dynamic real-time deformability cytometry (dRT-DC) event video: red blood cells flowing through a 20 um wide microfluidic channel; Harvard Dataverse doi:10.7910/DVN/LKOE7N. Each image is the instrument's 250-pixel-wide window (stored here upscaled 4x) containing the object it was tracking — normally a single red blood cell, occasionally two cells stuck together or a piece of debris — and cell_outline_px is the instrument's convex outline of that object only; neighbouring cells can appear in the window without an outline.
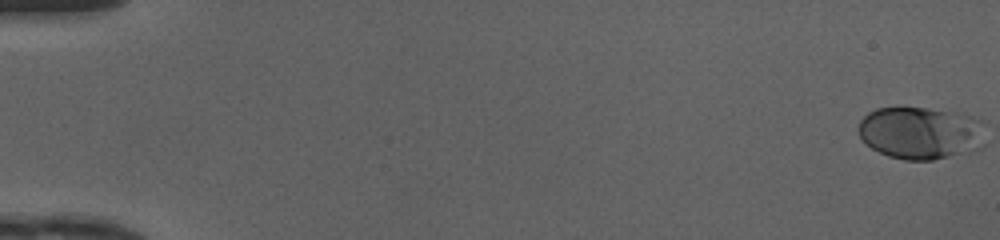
{"species": "human", "species_latin": "Homo sapiens", "temperature_condition": "cold", "stored_images_in_passage": 50, "camera_frame_rate_fps": 3000, "um_per_image_px": 0.085, "donor": {"sex": "female"}, "frame": {"image": 1, "passage_image": 1, "time_ms": 0.0, "image_size_px": [1000, 240], "cell_outline_px": [[984, 148], [968, 152], [932, 160], [904, 160], [888, 156], [872, 148], [860, 136], [856, 128], [860, 120], [868, 112], [876, 108], [928, 108], [956, 112], [972, 116], [980, 120], [984, 124]], "centroid_in_image_um": [78.28, 11.3], "position_along_channel_um": 6.7, "area_um2": 39.25}}
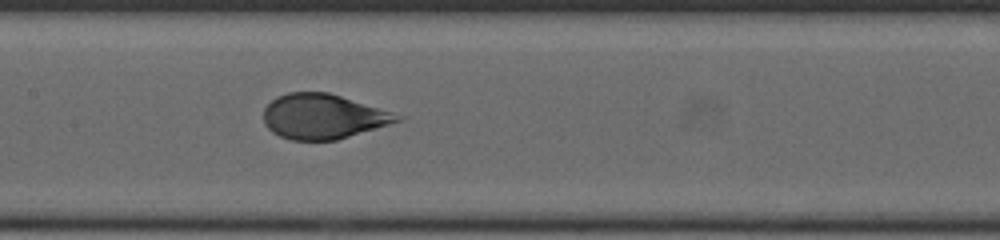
{"frame": {"image": 2, "passage_image": 26, "time_ms": 8.333, "image_size_px": [1000, 240], "cell_outline_px": [[404, 120], [336, 140], [292, 140], [280, 136], [272, 132], [264, 124], [264, 108], [276, 96], [288, 92], [328, 92], [404, 116]], "centroid_in_image_um": [27.45, 9.9], "position_along_channel_um": 180.0, "area_um2": 34.8}}
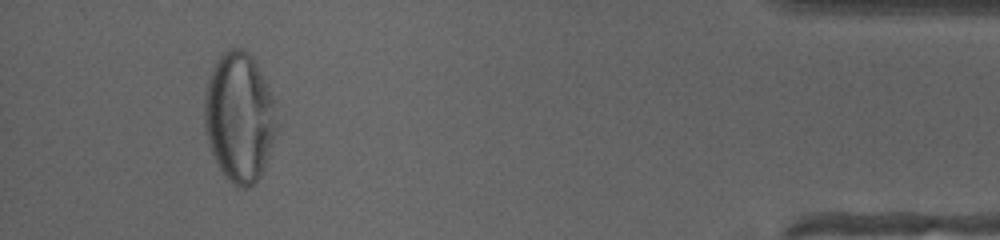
{"frame": {"image": 3, "passage_image": 47, "time_ms": 15.333, "image_size_px": [1000, 240], "cell_outline_px": [[276, 136], [260, 176], [248, 188], [240, 188], [232, 184], [224, 176], [208, 144], [204, 132], [204, 92], [208, 76], [216, 60], [228, 48], [244, 48], [252, 56], [276, 100]], "centroid_in_image_um": [20.33, 9.94], "position_along_channel_um": 414.9, "area_um2": 55.2}, "authors_computed_cell_mechanics": {"area_um2": 37.8301, "velocity_mm_per_s": 4.1862, "shape_relaxation_time_tau1_ms": 3.0315, "shape_relaxation_time_tau2_ms": null, "deformation_change_tau1": 0.1771, "deformation_change_tau2": null}}